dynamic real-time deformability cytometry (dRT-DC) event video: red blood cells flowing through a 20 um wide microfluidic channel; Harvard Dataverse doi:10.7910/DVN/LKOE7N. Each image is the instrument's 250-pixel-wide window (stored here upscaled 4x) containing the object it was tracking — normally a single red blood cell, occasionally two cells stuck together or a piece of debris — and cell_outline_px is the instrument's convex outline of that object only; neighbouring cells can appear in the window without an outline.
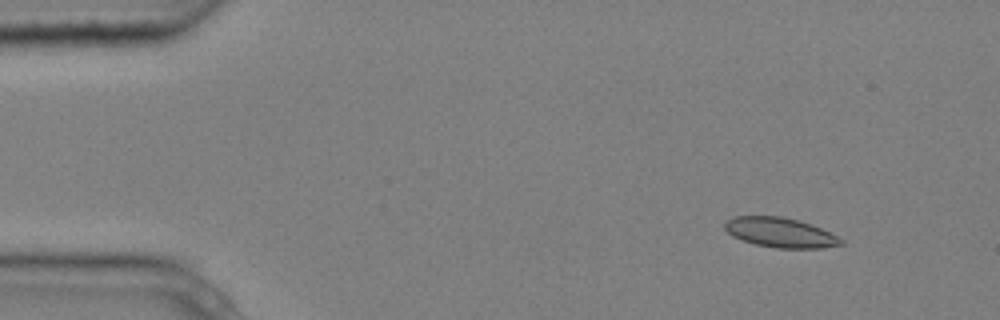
{"species": "common noctule bat (a hibernating species)", "species_latin": "Nyctalus noctula", "temperature_condition": "cold", "stored_images_in_passage": 3, "camera_frame_rate_fps": 3000, "um_per_image_px": 0.085, "animal": {"sex": "male", "body_mass_g": 20.4}, "frame": {"image": 1, "passage_image": 1, "time_ms": 0.0, "image_size_px": [1000, 320], "cell_outline_px": [[844, 244], [820, 248], [776, 248], [756, 244], [732, 236], [724, 228], [724, 220], [732, 216], [780, 216], [812, 224], [844, 240]], "centroid_in_image_um": [66.29, 19.76], "position_along_channel_um": 18.7, "area_um2": 20.06}}